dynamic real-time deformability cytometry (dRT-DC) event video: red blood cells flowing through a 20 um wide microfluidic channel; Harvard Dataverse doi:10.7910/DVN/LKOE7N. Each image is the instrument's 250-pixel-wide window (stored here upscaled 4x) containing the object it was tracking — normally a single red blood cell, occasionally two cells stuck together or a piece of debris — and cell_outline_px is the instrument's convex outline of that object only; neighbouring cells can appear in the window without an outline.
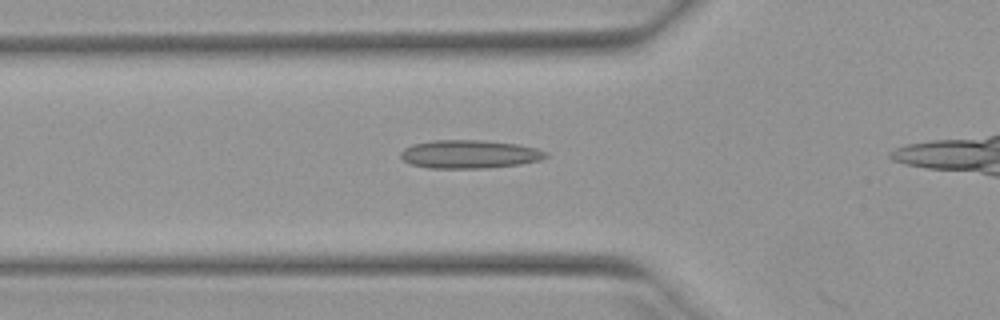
{"species": "Egyptian fruit bat (a non-hibernating species)", "species_latin": "Rousettus aegyptiacus", "temperature_condition": "warm", "stored_images_in_passage": 12, "camera_frame_rate_fps": 3000, "um_per_image_px": 0.085, "animal": {"sex": "female"}, "frame": {"image": 1, "passage_image": 10, "time_ms": 3.0, "image_size_px": [1000, 320], "cell_outline_px": [[548, 156], [540, 160], [520, 164], [488, 168], [428, 168], [408, 164], [400, 156], [400, 152], [404, 148], [412, 144], [432, 140], [480, 140], [516, 144], [536, 148], [548, 152]], "centroid_in_image_um": [39.87, 13.11], "position_along_channel_um": 85.9, "area_um2": 24.1}}